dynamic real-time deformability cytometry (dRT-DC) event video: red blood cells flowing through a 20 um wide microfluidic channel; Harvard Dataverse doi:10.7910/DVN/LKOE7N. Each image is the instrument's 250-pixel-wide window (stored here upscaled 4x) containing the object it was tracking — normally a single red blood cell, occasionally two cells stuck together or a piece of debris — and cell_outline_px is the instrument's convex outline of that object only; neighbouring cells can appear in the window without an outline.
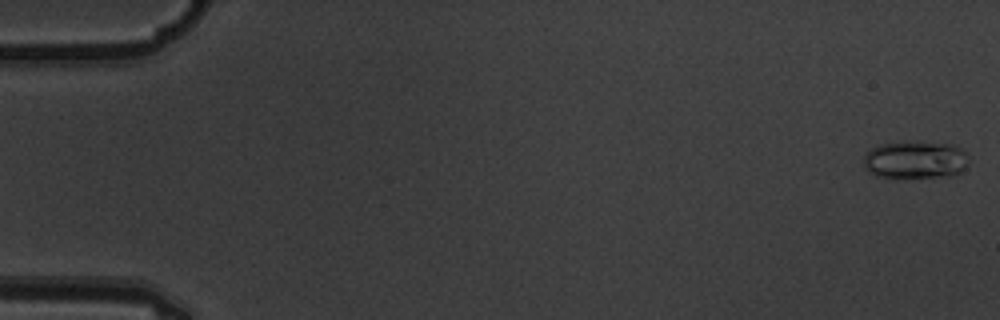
{"species": "common noctule bat (a hibernating species)", "species_latin": "Nyctalus noctula", "temperature_condition": "warm", "stored_images_in_passage": 10, "camera_frame_rate_fps": 3000, "um_per_image_px": 0.085, "animal": {"sex": "male", "body_mass_g": 19.5, "forearm_length_mm": 54.6}, "frame": {"image": 1, "passage_image": 1, "time_ms": 0.0, "image_size_px": [1000, 320], "cell_outline_px": [[968, 164], [956, 176], [896, 180], [892, 180], [876, 176], [868, 172], [864, 168], [864, 156], [872, 148], [880, 144], [904, 140], [916, 140], [952, 144], [960, 148], [964, 152], [968, 160]], "centroid_in_image_um": [77.77, 13.61], "position_along_channel_um": 7.2, "area_um2": 24.45}}
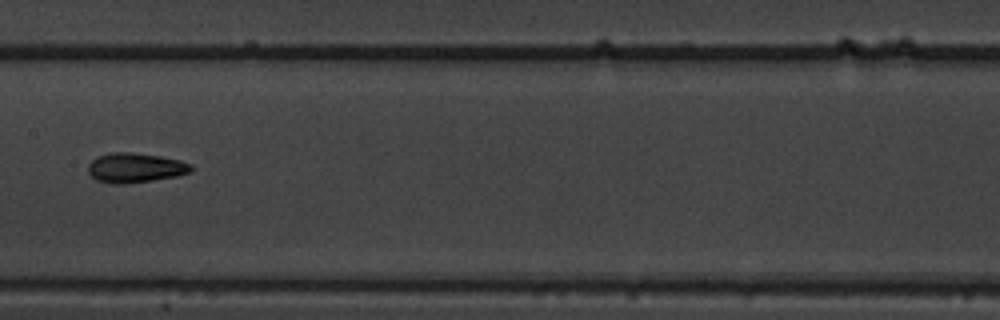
{"frame": {"image": 2, "passage_image": 9, "time_ms": 2.667, "image_size_px": [1000, 320], "cell_outline_px": [[192, 168], [188, 172], [176, 176], [152, 180], [120, 184], [96, 180], [88, 172], [88, 164], [92, 160], [100, 156], [112, 152], [132, 152], [160, 156], [180, 160], [192, 164]], "centroid_in_image_um": [11.49, 14.25], "position_along_channel_um": 195.9, "area_um2": 17.51}}
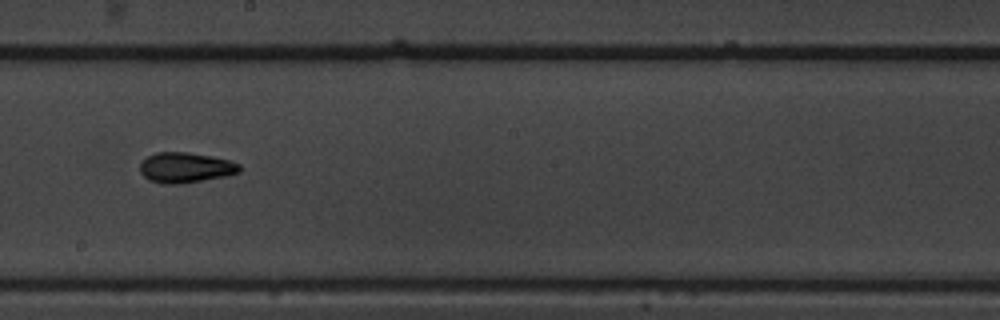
{"frame": {"image": 3, "passage_image": 10, "time_ms": 3.0, "image_size_px": [1000, 320], "cell_outline_px": [[240, 172], [228, 176], [180, 184], [164, 184], [148, 180], [140, 172], [140, 164], [148, 156], [156, 152], [188, 152], [212, 156], [228, 160], [240, 164]], "centroid_in_image_um": [15.78, 14.25], "position_along_channel_um": 232.4, "area_um2": 17.69}}